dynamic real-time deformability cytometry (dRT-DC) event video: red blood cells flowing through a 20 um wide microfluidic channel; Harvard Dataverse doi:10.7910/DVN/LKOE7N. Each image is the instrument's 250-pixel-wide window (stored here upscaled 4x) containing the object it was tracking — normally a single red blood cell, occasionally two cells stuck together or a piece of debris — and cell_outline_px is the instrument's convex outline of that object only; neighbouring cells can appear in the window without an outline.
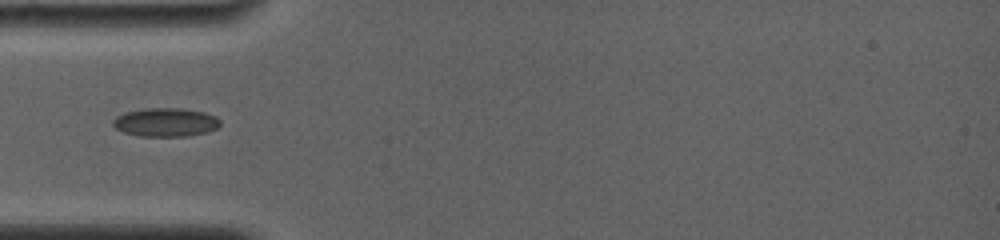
{"species": "common noctule bat (a hibernating species)", "species_latin": "Nyctalus noctula", "temperature_condition": "room temperature", "stored_images_in_passage": 2, "camera_frame_rate_fps": 4000, "um_per_image_px": 0.085, "animal": {"sex": "female", "body_mass_g": 19.0, "forearm_length_mm": 56.7}, "frame": {"image": 1, "passage_image": 1, "time_ms": 0.0, "image_size_px": [1000, 240], "cell_outline_px": [[220, 124], [216, 128], [208, 132], [184, 136], [140, 136], [124, 132], [116, 128], [112, 124], [112, 120], [116, 116], [124, 112], [144, 108], [180, 108], [204, 112], [216, 116], [220, 120]], "centroid_in_image_um": [14.06, 10.38], "position_along_channel_um": 70.9, "area_um2": 17.92}}